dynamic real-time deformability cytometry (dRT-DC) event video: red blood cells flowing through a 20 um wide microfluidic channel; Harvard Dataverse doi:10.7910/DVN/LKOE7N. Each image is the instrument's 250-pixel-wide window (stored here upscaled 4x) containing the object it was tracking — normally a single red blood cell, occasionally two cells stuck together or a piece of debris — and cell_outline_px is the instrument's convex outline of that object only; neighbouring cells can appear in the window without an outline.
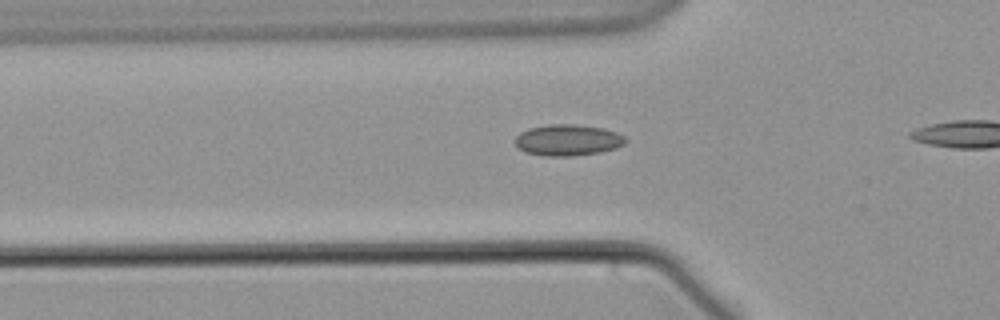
{"species": "common noctule bat (a hibernating species)", "species_latin": "Nyctalus noctula", "temperature_condition": "warm", "stored_images_in_passage": 37, "camera_frame_rate_fps": 3000, "um_per_image_px": 0.085, "animal": {"sex": "male", "body_mass_g": 21.5, "forearm_length_mm": 52.0}, "frame": {"image": 1, "passage_image": 9, "time_ms": 2.667, "image_size_px": [1000, 320], "cell_outline_px": [[628, 140], [624, 144], [616, 148], [600, 152], [572, 156], [544, 156], [524, 152], [516, 144], [516, 136], [520, 132], [528, 128], [548, 124], [572, 124], [604, 128], [616, 132], [624, 136]], "centroid_in_image_um": [48.27, 11.9], "position_along_channel_um": 77.5, "area_um2": 20.17}}
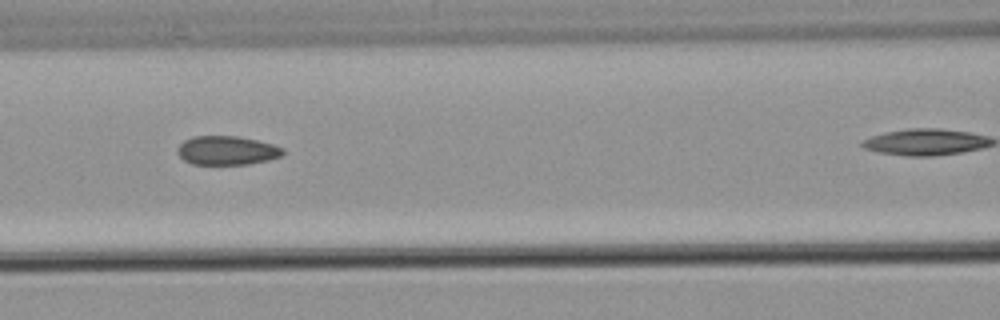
{"frame": {"image": 2, "passage_image": 15, "time_ms": 4.667, "image_size_px": [1000, 320], "cell_outline_px": [[284, 152], [280, 156], [268, 160], [248, 164], [192, 164], [184, 160], [176, 152], [176, 148], [184, 140], [192, 136], [240, 136], [272, 144], [284, 148]], "centroid_in_image_um": [19.26, 12.78], "position_along_channel_um": 147.3, "area_um2": 17.8}}
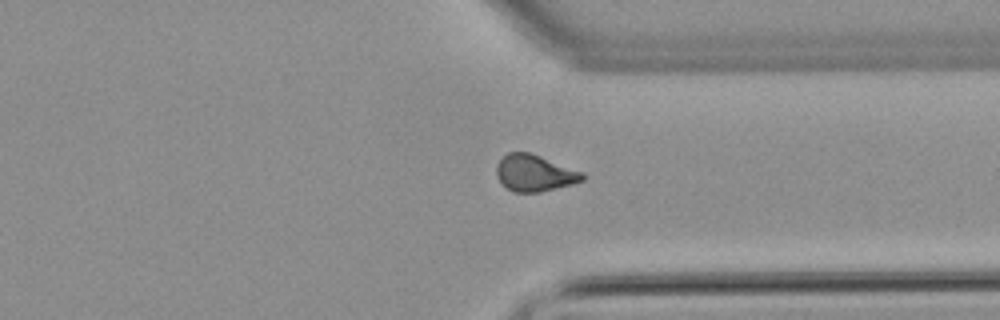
{"frame": {"image": 3, "passage_image": 34, "time_ms": 11.0, "image_size_px": [1000, 320], "cell_outline_px": [[584, 180], [572, 184], [540, 192], [512, 192], [496, 176], [496, 164], [508, 152], [532, 152], [584, 172]], "centroid_in_image_um": [45.45, 14.69], "position_along_channel_um": 365.9, "area_um2": 18.44}}